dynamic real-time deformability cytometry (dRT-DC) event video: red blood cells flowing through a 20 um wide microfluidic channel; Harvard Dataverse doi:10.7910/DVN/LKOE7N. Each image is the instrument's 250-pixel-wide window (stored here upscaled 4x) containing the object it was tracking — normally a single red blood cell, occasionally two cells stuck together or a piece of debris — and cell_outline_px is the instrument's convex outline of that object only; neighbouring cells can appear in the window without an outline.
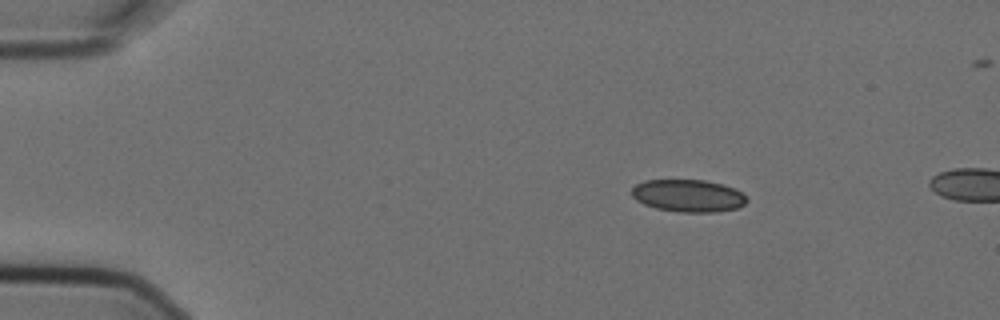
{"species": "Egyptian fruit bat (a non-hibernating species)", "species_latin": "Rousettus aegyptiacus", "temperature_condition": "cold", "stored_images_in_passage": 3, "camera_frame_rate_fps": 3000, "um_per_image_px": 0.085, "animal": {"sex": "female"}, "frame": {"image": 1, "passage_image": 1, "time_ms": 0.0, "image_size_px": [1000, 320], "cell_outline_px": [[748, 200], [744, 204], [736, 208], [712, 212], [680, 212], [656, 208], [644, 204], [636, 200], [632, 196], [632, 188], [636, 184], [644, 180], [704, 180], [724, 184], [740, 192]], "centroid_in_image_um": [58.46, 16.63], "position_along_channel_um": 26.5, "area_um2": 21.56}}